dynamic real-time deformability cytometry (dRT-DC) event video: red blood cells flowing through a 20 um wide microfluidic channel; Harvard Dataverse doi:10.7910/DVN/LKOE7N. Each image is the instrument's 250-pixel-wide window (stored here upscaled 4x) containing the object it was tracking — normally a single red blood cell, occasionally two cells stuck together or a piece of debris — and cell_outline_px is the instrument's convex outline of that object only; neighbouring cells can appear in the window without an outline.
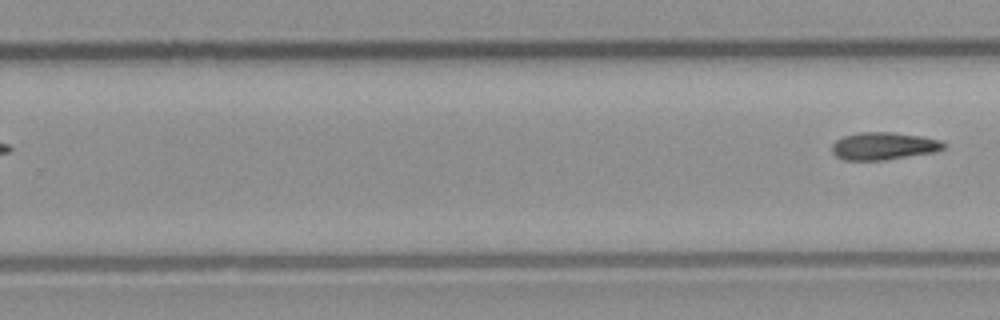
{"species": "common noctule bat (a hibernating species)", "species_latin": "Nyctalus noctula", "temperature_condition": "room temperature", "stored_images_in_passage": 10, "segment_of_instrument_passage": [2, 2], "camera_frame_rate_fps": 3000, "um_per_image_px": 0.085, "animal": {"sex": "male", "body_mass_g": 23.1, "forearm_length_mm": 52.7}, "frame": {"image": 1, "passage_image": 10, "time_ms": 3.0, "image_size_px": [1000, 320], "cell_outline_px": [[948, 144], [944, 148], [936, 152], [884, 160], [844, 160], [836, 156], [832, 152], [832, 144], [836, 140], [844, 136], [856, 132], [892, 132], [920, 136], [940, 140]], "centroid_in_image_um": [75.11, 12.41], "position_along_channel_um": 254.7, "area_um2": 18.03}}